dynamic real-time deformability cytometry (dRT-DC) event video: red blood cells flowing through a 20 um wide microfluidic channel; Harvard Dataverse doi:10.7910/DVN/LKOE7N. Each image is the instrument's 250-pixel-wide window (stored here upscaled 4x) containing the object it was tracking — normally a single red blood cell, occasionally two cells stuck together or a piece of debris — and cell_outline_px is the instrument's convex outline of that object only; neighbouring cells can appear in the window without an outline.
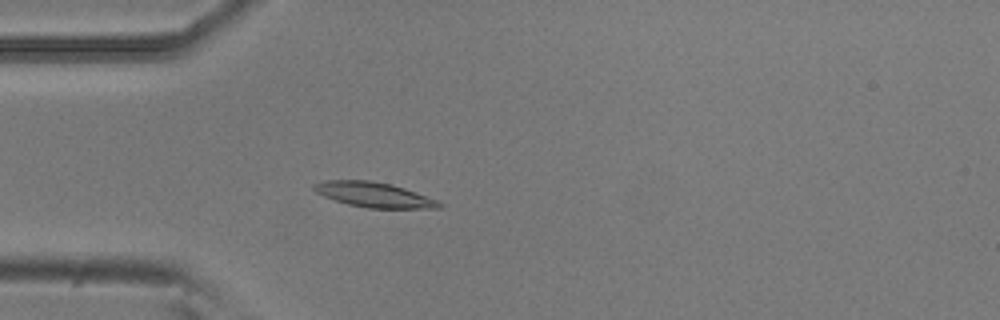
{"species": "common noctule bat (a hibernating species)", "species_latin": "Nyctalus noctula", "temperature_condition": "room temperature", "stored_images_in_passage": 15, "camera_frame_rate_fps": 3000, "um_per_image_px": 0.085, "animal": {"sex": "male", "body_mass_g": 20.5, "forearm_length_mm": 52.5}, "frame": {"image": 1, "passage_image": 8, "time_ms": 2.333, "image_size_px": [1000, 320], "cell_outline_px": [[444, 204], [440, 208], [368, 208], [348, 204], [324, 196], [316, 192], [312, 188], [312, 184], [324, 180], [368, 180], [392, 184], [404, 188], [436, 200]], "centroid_in_image_um": [31.75, 16.54], "position_along_channel_um": 53.2, "area_um2": 18.09}}
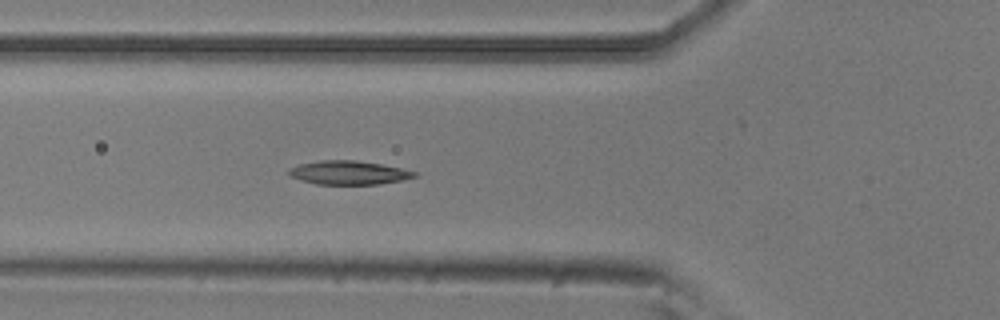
{"frame": {"image": 2, "passage_image": 12, "time_ms": 3.667, "image_size_px": [1000, 320], "cell_outline_px": [[416, 176], [400, 180], [380, 184], [316, 184], [300, 180], [288, 176], [288, 168], [300, 164], [320, 160], [356, 160], [380, 164], [400, 168], [416, 172]], "centroid_in_image_um": [29.56, 14.67], "position_along_channel_um": 96.2, "area_um2": 17.28}}
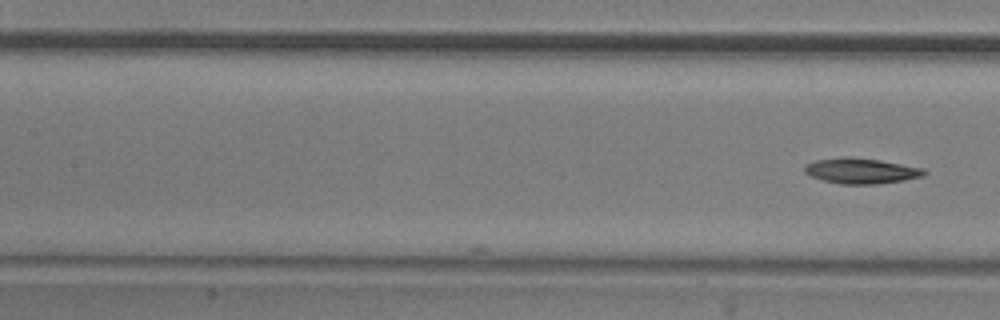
{"frame": {"image": 3, "passage_image": 15, "time_ms": 4.667, "image_size_px": [1000, 320], "cell_outline_px": [[928, 172], [924, 176], [904, 180], [876, 184], [840, 184], [824, 180], [812, 176], [804, 172], [804, 168], [808, 164], [816, 160], [840, 156], [848, 156], [880, 160], [924, 168]], "centroid_in_image_um": [73.23, 14.51], "position_along_channel_um": 134.2, "area_um2": 17.8}}